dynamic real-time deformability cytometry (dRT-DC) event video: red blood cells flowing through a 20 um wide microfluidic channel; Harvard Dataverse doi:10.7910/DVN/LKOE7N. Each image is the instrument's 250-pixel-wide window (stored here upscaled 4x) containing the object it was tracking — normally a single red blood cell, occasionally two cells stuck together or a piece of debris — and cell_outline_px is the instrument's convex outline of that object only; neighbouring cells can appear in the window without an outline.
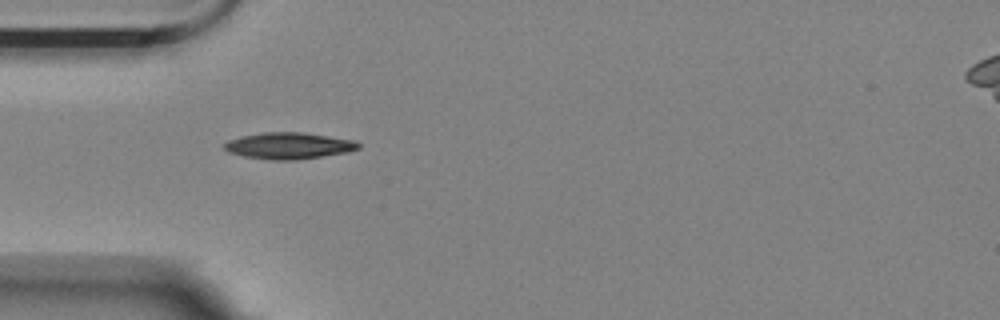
{"species": "Egyptian fruit bat (a non-hibernating species)", "species_latin": "Rousettus aegyptiacus", "temperature_condition": "room temperature", "stored_images_in_passage": 4, "camera_frame_rate_fps": 3000, "um_per_image_px": 0.085, "animal": {"sex": "female"}, "frame": {"image": 1, "passage_image": 3, "time_ms": 0.667, "image_size_px": [1000, 320], "cell_outline_px": [[360, 148], [348, 152], [292, 160], [268, 160], [244, 156], [228, 152], [224, 148], [224, 144], [228, 140], [240, 136], [264, 132], [300, 132], [356, 140], [360, 144]], "centroid_in_image_um": [24.53, 12.38], "position_along_channel_um": 60.5, "area_um2": 20.63}}
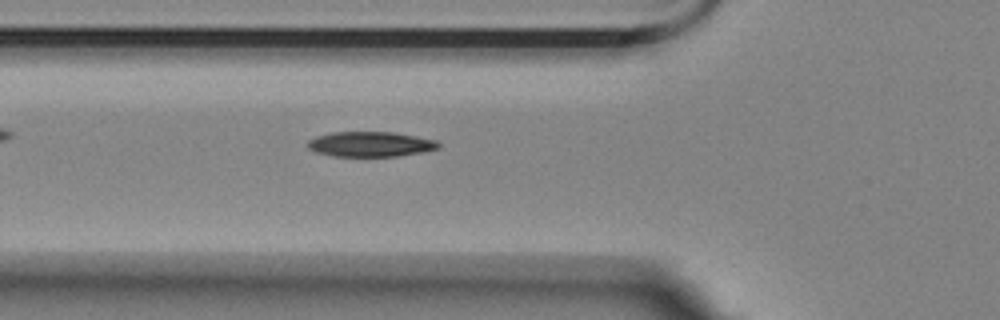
{"frame": {"image": 2, "passage_image": 4, "time_ms": 1.0, "image_size_px": [1000, 320], "cell_outline_px": [[440, 148], [424, 152], [396, 156], [332, 156], [316, 152], [308, 148], [304, 144], [308, 140], [316, 136], [332, 132], [392, 132], [436, 140], [440, 144]], "centroid_in_image_um": [31.45, 12.26], "position_along_channel_um": 94.3, "area_um2": 19.19}}